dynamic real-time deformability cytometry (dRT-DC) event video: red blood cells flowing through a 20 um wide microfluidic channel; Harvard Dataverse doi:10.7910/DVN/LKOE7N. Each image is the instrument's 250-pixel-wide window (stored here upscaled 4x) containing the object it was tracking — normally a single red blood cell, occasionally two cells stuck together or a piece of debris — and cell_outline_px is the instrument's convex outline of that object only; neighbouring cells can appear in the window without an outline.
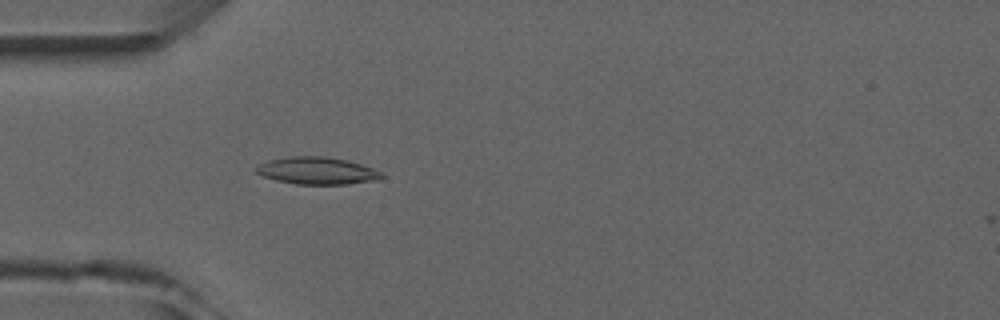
{"species": "common noctule bat (a hibernating species)", "species_latin": "Nyctalus noctula", "temperature_condition": "room temperature", "stored_images_in_passage": 4, "camera_frame_rate_fps": 3000, "um_per_image_px": 0.085, "animal": {"sex": "male", "forearm_length_mm": 52.5}, "frame": {"image": 1, "passage_image": 4, "time_ms": 3.667, "image_size_px": [1000, 320], "cell_outline_px": [[384, 176], [380, 180], [348, 184], [296, 184], [276, 180], [264, 176], [256, 172], [256, 168], [260, 164], [268, 160], [288, 156], [324, 156], [348, 160], [384, 172]], "centroid_in_image_um": [27.0, 14.51], "position_along_channel_um": 58.0, "area_um2": 20.0}}